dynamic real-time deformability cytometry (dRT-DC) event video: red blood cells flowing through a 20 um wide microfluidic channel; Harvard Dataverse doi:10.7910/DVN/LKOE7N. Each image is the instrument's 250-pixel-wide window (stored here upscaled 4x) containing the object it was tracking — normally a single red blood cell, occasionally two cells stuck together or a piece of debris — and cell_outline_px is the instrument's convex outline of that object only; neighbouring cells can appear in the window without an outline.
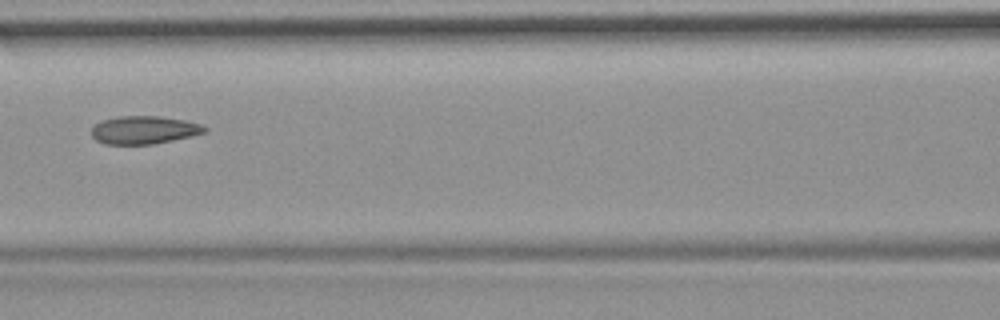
{"species": "common noctule bat (a hibernating species)", "species_latin": "Nyctalus noctula", "temperature_condition": "room temperature", "stored_images_in_passage": 7, "camera_frame_rate_fps": 3000, "um_per_image_px": 0.085, "animal": {"sex": "female", "body_mass_g": 19.9}, "frame": {"image": 1, "passage_image": 7, "time_ms": 7.667, "image_size_px": [1000, 320], "cell_outline_px": [[208, 128], [204, 132], [192, 136], [152, 144], [104, 144], [96, 140], [92, 136], [92, 128], [100, 120], [120, 116], [160, 116], [184, 120], [204, 124]], "centroid_in_image_um": [12.25, 11.04], "position_along_channel_um": 154.3, "area_um2": 18.5}}